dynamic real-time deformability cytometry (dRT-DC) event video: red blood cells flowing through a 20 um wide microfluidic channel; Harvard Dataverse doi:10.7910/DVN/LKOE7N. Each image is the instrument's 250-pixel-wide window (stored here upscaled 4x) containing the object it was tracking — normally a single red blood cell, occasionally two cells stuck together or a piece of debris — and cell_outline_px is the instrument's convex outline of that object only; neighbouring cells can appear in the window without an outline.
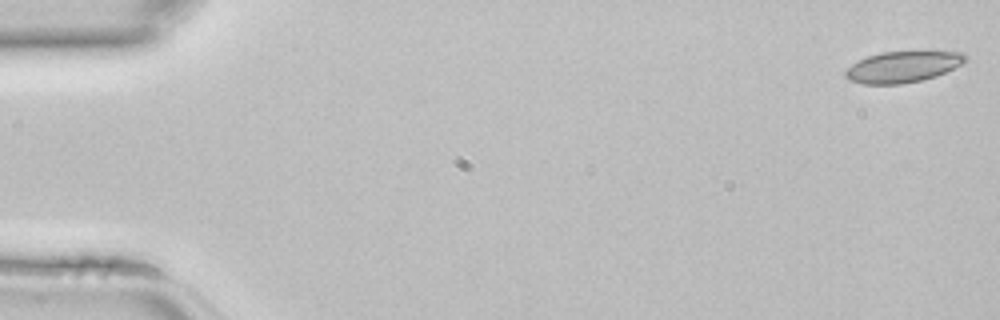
{"species": "common noctule bat (a hibernating species)", "species_latin": "Nyctalus noctula", "temperature_condition": "room temperature", "stored_images_in_passage": 45, "camera_frame_rate_fps": 3000, "um_per_image_px": 0.085, "animal": {"sex": "female", "body_mass_g": 22.7, "forearm_length_mm": 54.2}, "frame": {"image": 1, "passage_image": 1, "time_ms": 0.0, "image_size_px": [1000, 320], "cell_outline_px": [[968, 60], [964, 64], [936, 76], [920, 80], [900, 84], [864, 84], [848, 80], [844, 76], [844, 72], [852, 64], [868, 56], [884, 52], [964, 52], [968, 56]], "centroid_in_image_um": [76.77, 5.69], "position_along_channel_um": 8.2, "area_um2": 21.68}}
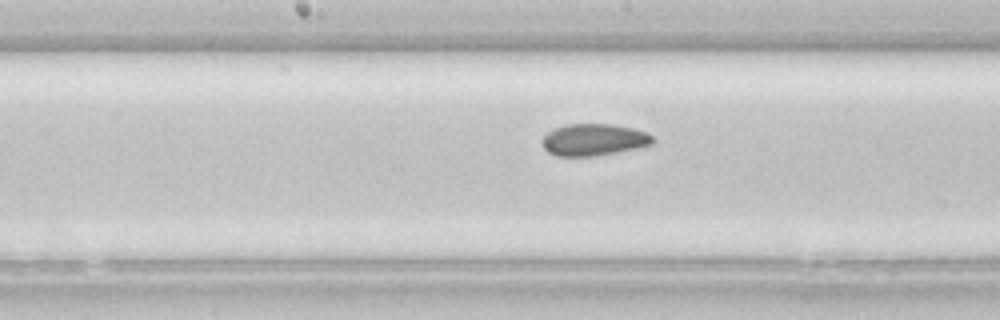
{"frame": {"image": 2, "passage_image": 23, "time_ms": 7.333, "image_size_px": [1000, 320], "cell_outline_px": [[652, 144], [636, 148], [596, 156], [556, 156], [548, 152], [544, 148], [544, 136], [548, 132], [556, 128], [568, 124], [612, 124], [632, 128], [644, 132], [652, 136]], "centroid_in_image_um": [50.46, 11.88], "position_along_channel_um": 197.7, "area_um2": 20.17}}
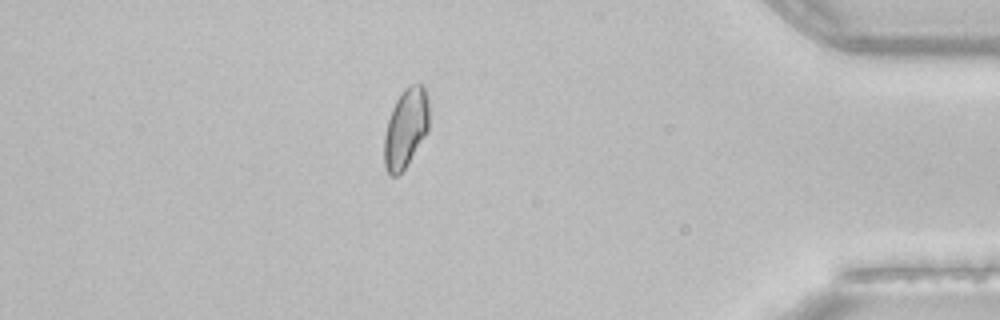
{"frame": {"image": 3, "passage_image": 39, "time_ms": 12.667, "image_size_px": [1000, 320], "cell_outline_px": [[428, 132], [408, 164], [396, 176], [388, 176], [384, 168], [384, 136], [388, 120], [392, 108], [396, 100], [404, 88], [412, 84], [424, 84], [428, 100]], "centroid_in_image_um": [34.48, 10.91], "position_along_channel_um": 400.7, "area_um2": 20.92}}